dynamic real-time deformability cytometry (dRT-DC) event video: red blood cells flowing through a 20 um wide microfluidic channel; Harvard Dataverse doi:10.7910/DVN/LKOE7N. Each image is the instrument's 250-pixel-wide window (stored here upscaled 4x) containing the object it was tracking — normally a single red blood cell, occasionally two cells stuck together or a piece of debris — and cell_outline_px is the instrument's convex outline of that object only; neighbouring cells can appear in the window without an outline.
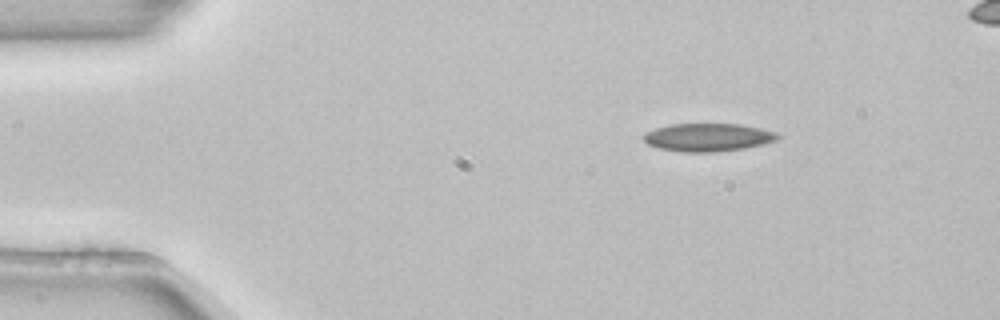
{"species": "common noctule bat (a hibernating species)", "species_latin": "Nyctalus noctula", "temperature_condition": "room temperature", "stored_images_in_passage": 4, "segment_of_instrument_passage": [1, 2], "camera_frame_rate_fps": 3000, "um_per_image_px": 0.085, "animal": {"sex": "female", "body_mass_g": 22.7, "forearm_length_mm": 54.2}, "frame": {"image": 1, "passage_image": 1, "time_ms": 0.0, "image_size_px": [1000, 320], "cell_outline_px": [[780, 136], [776, 140], [744, 148], [712, 152], [680, 152], [656, 148], [648, 144], [644, 140], [644, 132], [668, 124], [740, 124], [760, 128], [776, 132]], "centroid_in_image_um": [60.12, 11.67], "position_along_channel_um": 24.9, "area_um2": 21.85}}